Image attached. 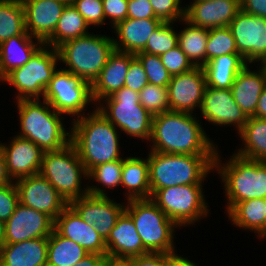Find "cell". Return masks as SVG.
<instances>
[{"label": "cell", "mask_w": 266, "mask_h": 266, "mask_svg": "<svg viewBox=\"0 0 266 266\" xmlns=\"http://www.w3.org/2000/svg\"><path fill=\"white\" fill-rule=\"evenodd\" d=\"M255 71L250 70L247 64L230 88L235 103L248 117L255 114L259 97L266 86V64H260L259 70Z\"/></svg>", "instance_id": "d4e9b609"}, {"label": "cell", "mask_w": 266, "mask_h": 266, "mask_svg": "<svg viewBox=\"0 0 266 266\" xmlns=\"http://www.w3.org/2000/svg\"><path fill=\"white\" fill-rule=\"evenodd\" d=\"M264 201H265V210H266V198H264ZM266 214V213H265ZM265 217H266V215H265Z\"/></svg>", "instance_id": "680465c9"}, {"label": "cell", "mask_w": 266, "mask_h": 266, "mask_svg": "<svg viewBox=\"0 0 266 266\" xmlns=\"http://www.w3.org/2000/svg\"><path fill=\"white\" fill-rule=\"evenodd\" d=\"M24 7L26 32L45 41L55 30L70 0H21Z\"/></svg>", "instance_id": "ffe728a7"}, {"label": "cell", "mask_w": 266, "mask_h": 266, "mask_svg": "<svg viewBox=\"0 0 266 266\" xmlns=\"http://www.w3.org/2000/svg\"><path fill=\"white\" fill-rule=\"evenodd\" d=\"M126 205L125 212L150 253L174 252L173 235L178 226L151 199L128 200Z\"/></svg>", "instance_id": "52a82bcc"}, {"label": "cell", "mask_w": 266, "mask_h": 266, "mask_svg": "<svg viewBox=\"0 0 266 266\" xmlns=\"http://www.w3.org/2000/svg\"><path fill=\"white\" fill-rule=\"evenodd\" d=\"M124 158L99 164L93 167L88 172V177L85 179H95L96 182L101 183L103 186L113 189L121 185L122 168Z\"/></svg>", "instance_id": "60d3db41"}, {"label": "cell", "mask_w": 266, "mask_h": 266, "mask_svg": "<svg viewBox=\"0 0 266 266\" xmlns=\"http://www.w3.org/2000/svg\"><path fill=\"white\" fill-rule=\"evenodd\" d=\"M176 253L175 251L166 253V266H197L194 262Z\"/></svg>", "instance_id": "816d5d0a"}, {"label": "cell", "mask_w": 266, "mask_h": 266, "mask_svg": "<svg viewBox=\"0 0 266 266\" xmlns=\"http://www.w3.org/2000/svg\"><path fill=\"white\" fill-rule=\"evenodd\" d=\"M88 116L73 119L70 142L87 172L93 167L122 159L119 131L96 108Z\"/></svg>", "instance_id": "7a4b0ae2"}, {"label": "cell", "mask_w": 266, "mask_h": 266, "mask_svg": "<svg viewBox=\"0 0 266 266\" xmlns=\"http://www.w3.org/2000/svg\"><path fill=\"white\" fill-rule=\"evenodd\" d=\"M5 223L0 221V247L4 244V238H5Z\"/></svg>", "instance_id": "6f0895ef"}, {"label": "cell", "mask_w": 266, "mask_h": 266, "mask_svg": "<svg viewBox=\"0 0 266 266\" xmlns=\"http://www.w3.org/2000/svg\"><path fill=\"white\" fill-rule=\"evenodd\" d=\"M14 182L20 204L41 211L53 220L69 205L40 173L19 178Z\"/></svg>", "instance_id": "9a60e30c"}, {"label": "cell", "mask_w": 266, "mask_h": 266, "mask_svg": "<svg viewBox=\"0 0 266 266\" xmlns=\"http://www.w3.org/2000/svg\"><path fill=\"white\" fill-rule=\"evenodd\" d=\"M56 49L59 61L67 65V69H63L90 84L99 76L115 50L112 37L93 33L68 40Z\"/></svg>", "instance_id": "8992f818"}, {"label": "cell", "mask_w": 266, "mask_h": 266, "mask_svg": "<svg viewBox=\"0 0 266 266\" xmlns=\"http://www.w3.org/2000/svg\"><path fill=\"white\" fill-rule=\"evenodd\" d=\"M89 24L69 2L57 22L54 32L44 41V45L57 48L64 42L88 35Z\"/></svg>", "instance_id": "d6a6232c"}, {"label": "cell", "mask_w": 266, "mask_h": 266, "mask_svg": "<svg viewBox=\"0 0 266 266\" xmlns=\"http://www.w3.org/2000/svg\"><path fill=\"white\" fill-rule=\"evenodd\" d=\"M240 9V0H197L185 7V19L208 30L227 27Z\"/></svg>", "instance_id": "44dd1931"}, {"label": "cell", "mask_w": 266, "mask_h": 266, "mask_svg": "<svg viewBox=\"0 0 266 266\" xmlns=\"http://www.w3.org/2000/svg\"><path fill=\"white\" fill-rule=\"evenodd\" d=\"M227 54H238L235 39L229 27L209 29L206 44V63L215 57Z\"/></svg>", "instance_id": "8d00e7d4"}, {"label": "cell", "mask_w": 266, "mask_h": 266, "mask_svg": "<svg viewBox=\"0 0 266 266\" xmlns=\"http://www.w3.org/2000/svg\"><path fill=\"white\" fill-rule=\"evenodd\" d=\"M121 186L127 190L128 200L151 199L149 163L140 157H126L123 161Z\"/></svg>", "instance_id": "f546056e"}, {"label": "cell", "mask_w": 266, "mask_h": 266, "mask_svg": "<svg viewBox=\"0 0 266 266\" xmlns=\"http://www.w3.org/2000/svg\"><path fill=\"white\" fill-rule=\"evenodd\" d=\"M26 32L24 7L21 0H0V44Z\"/></svg>", "instance_id": "d590c367"}, {"label": "cell", "mask_w": 266, "mask_h": 266, "mask_svg": "<svg viewBox=\"0 0 266 266\" xmlns=\"http://www.w3.org/2000/svg\"><path fill=\"white\" fill-rule=\"evenodd\" d=\"M43 45V41L30 36L27 32L2 42L0 44V81L14 69L27 63Z\"/></svg>", "instance_id": "83f0119b"}, {"label": "cell", "mask_w": 266, "mask_h": 266, "mask_svg": "<svg viewBox=\"0 0 266 266\" xmlns=\"http://www.w3.org/2000/svg\"><path fill=\"white\" fill-rule=\"evenodd\" d=\"M174 22H163L153 33L141 52L160 56L178 46V33L173 29Z\"/></svg>", "instance_id": "74e56055"}, {"label": "cell", "mask_w": 266, "mask_h": 266, "mask_svg": "<svg viewBox=\"0 0 266 266\" xmlns=\"http://www.w3.org/2000/svg\"><path fill=\"white\" fill-rule=\"evenodd\" d=\"M238 134L244 147L235 154L245 159L266 162V119L249 117Z\"/></svg>", "instance_id": "1f68e13d"}, {"label": "cell", "mask_w": 266, "mask_h": 266, "mask_svg": "<svg viewBox=\"0 0 266 266\" xmlns=\"http://www.w3.org/2000/svg\"><path fill=\"white\" fill-rule=\"evenodd\" d=\"M4 244H13L25 240L49 237L54 230V220L47 214L22 204L5 222Z\"/></svg>", "instance_id": "e0dca14e"}, {"label": "cell", "mask_w": 266, "mask_h": 266, "mask_svg": "<svg viewBox=\"0 0 266 266\" xmlns=\"http://www.w3.org/2000/svg\"><path fill=\"white\" fill-rule=\"evenodd\" d=\"M59 61L58 51L43 45L23 66L10 72L2 82L14 86L18 91L16 100L43 98Z\"/></svg>", "instance_id": "30bf717a"}, {"label": "cell", "mask_w": 266, "mask_h": 266, "mask_svg": "<svg viewBox=\"0 0 266 266\" xmlns=\"http://www.w3.org/2000/svg\"><path fill=\"white\" fill-rule=\"evenodd\" d=\"M199 120L189 113L167 111L153 116L151 151L184 155H216L217 146Z\"/></svg>", "instance_id": "6da1fadb"}, {"label": "cell", "mask_w": 266, "mask_h": 266, "mask_svg": "<svg viewBox=\"0 0 266 266\" xmlns=\"http://www.w3.org/2000/svg\"><path fill=\"white\" fill-rule=\"evenodd\" d=\"M149 183L151 196L158 190L180 185H202L214 171L215 155H184L150 151Z\"/></svg>", "instance_id": "3957f363"}, {"label": "cell", "mask_w": 266, "mask_h": 266, "mask_svg": "<svg viewBox=\"0 0 266 266\" xmlns=\"http://www.w3.org/2000/svg\"><path fill=\"white\" fill-rule=\"evenodd\" d=\"M160 59L171 76L187 72L195 67L179 46L161 54Z\"/></svg>", "instance_id": "ee69618b"}, {"label": "cell", "mask_w": 266, "mask_h": 266, "mask_svg": "<svg viewBox=\"0 0 266 266\" xmlns=\"http://www.w3.org/2000/svg\"><path fill=\"white\" fill-rule=\"evenodd\" d=\"M103 266H132V258H114L106 256L103 262Z\"/></svg>", "instance_id": "9f6ffc18"}, {"label": "cell", "mask_w": 266, "mask_h": 266, "mask_svg": "<svg viewBox=\"0 0 266 266\" xmlns=\"http://www.w3.org/2000/svg\"><path fill=\"white\" fill-rule=\"evenodd\" d=\"M248 63L240 54H227L215 57L202 67L206 77V86L215 89H230L237 74Z\"/></svg>", "instance_id": "f1b7e54d"}, {"label": "cell", "mask_w": 266, "mask_h": 266, "mask_svg": "<svg viewBox=\"0 0 266 266\" xmlns=\"http://www.w3.org/2000/svg\"><path fill=\"white\" fill-rule=\"evenodd\" d=\"M106 255L114 258L131 259L150 253L136 231L132 218L124 211L105 240Z\"/></svg>", "instance_id": "603a6c76"}, {"label": "cell", "mask_w": 266, "mask_h": 266, "mask_svg": "<svg viewBox=\"0 0 266 266\" xmlns=\"http://www.w3.org/2000/svg\"><path fill=\"white\" fill-rule=\"evenodd\" d=\"M40 101L23 99L16 102L21 127L17 136L31 140L43 152L60 150L70 143L71 132L65 130L62 114L46 100Z\"/></svg>", "instance_id": "277c9868"}, {"label": "cell", "mask_w": 266, "mask_h": 266, "mask_svg": "<svg viewBox=\"0 0 266 266\" xmlns=\"http://www.w3.org/2000/svg\"><path fill=\"white\" fill-rule=\"evenodd\" d=\"M135 57L142 64L149 84L168 87L172 76L162 64L160 56L139 52L135 54Z\"/></svg>", "instance_id": "ab89813d"}, {"label": "cell", "mask_w": 266, "mask_h": 266, "mask_svg": "<svg viewBox=\"0 0 266 266\" xmlns=\"http://www.w3.org/2000/svg\"><path fill=\"white\" fill-rule=\"evenodd\" d=\"M19 204L15 182L0 186V221L6 222Z\"/></svg>", "instance_id": "f6af8a7d"}, {"label": "cell", "mask_w": 266, "mask_h": 266, "mask_svg": "<svg viewBox=\"0 0 266 266\" xmlns=\"http://www.w3.org/2000/svg\"><path fill=\"white\" fill-rule=\"evenodd\" d=\"M202 185H180L158 189L151 200L178 227L194 224L207 217L208 204Z\"/></svg>", "instance_id": "8fae6325"}, {"label": "cell", "mask_w": 266, "mask_h": 266, "mask_svg": "<svg viewBox=\"0 0 266 266\" xmlns=\"http://www.w3.org/2000/svg\"><path fill=\"white\" fill-rule=\"evenodd\" d=\"M155 16L163 22H182L185 18V6L181 0H149Z\"/></svg>", "instance_id": "b9f144b4"}, {"label": "cell", "mask_w": 266, "mask_h": 266, "mask_svg": "<svg viewBox=\"0 0 266 266\" xmlns=\"http://www.w3.org/2000/svg\"><path fill=\"white\" fill-rule=\"evenodd\" d=\"M70 3L89 26L99 27L105 23L102 0H70Z\"/></svg>", "instance_id": "7bdbcfd3"}, {"label": "cell", "mask_w": 266, "mask_h": 266, "mask_svg": "<svg viewBox=\"0 0 266 266\" xmlns=\"http://www.w3.org/2000/svg\"><path fill=\"white\" fill-rule=\"evenodd\" d=\"M6 169V160L2 149L0 148V186L12 183Z\"/></svg>", "instance_id": "db71d44e"}, {"label": "cell", "mask_w": 266, "mask_h": 266, "mask_svg": "<svg viewBox=\"0 0 266 266\" xmlns=\"http://www.w3.org/2000/svg\"><path fill=\"white\" fill-rule=\"evenodd\" d=\"M199 110L207 122L219 126L234 125L238 133L249 118L235 103L230 89L221 90L206 86Z\"/></svg>", "instance_id": "ac0fdd59"}, {"label": "cell", "mask_w": 266, "mask_h": 266, "mask_svg": "<svg viewBox=\"0 0 266 266\" xmlns=\"http://www.w3.org/2000/svg\"><path fill=\"white\" fill-rule=\"evenodd\" d=\"M240 5L244 12L266 18V0H240Z\"/></svg>", "instance_id": "f907efd6"}, {"label": "cell", "mask_w": 266, "mask_h": 266, "mask_svg": "<svg viewBox=\"0 0 266 266\" xmlns=\"http://www.w3.org/2000/svg\"><path fill=\"white\" fill-rule=\"evenodd\" d=\"M9 144L0 143L6 169L12 181L40 173L43 151L31 140L15 136ZM8 145V146H7Z\"/></svg>", "instance_id": "d6986e66"}, {"label": "cell", "mask_w": 266, "mask_h": 266, "mask_svg": "<svg viewBox=\"0 0 266 266\" xmlns=\"http://www.w3.org/2000/svg\"><path fill=\"white\" fill-rule=\"evenodd\" d=\"M228 27L235 39L238 54L248 64H266V18L240 9Z\"/></svg>", "instance_id": "5bb4252c"}, {"label": "cell", "mask_w": 266, "mask_h": 266, "mask_svg": "<svg viewBox=\"0 0 266 266\" xmlns=\"http://www.w3.org/2000/svg\"><path fill=\"white\" fill-rule=\"evenodd\" d=\"M163 23L161 19H132L119 22L113 29L117 39L114 48L120 52L137 54L141 52L149 36Z\"/></svg>", "instance_id": "484cf974"}, {"label": "cell", "mask_w": 266, "mask_h": 266, "mask_svg": "<svg viewBox=\"0 0 266 266\" xmlns=\"http://www.w3.org/2000/svg\"><path fill=\"white\" fill-rule=\"evenodd\" d=\"M87 187L89 194L72 200L69 205L106 240L117 219L125 211L126 204L114 202L99 186Z\"/></svg>", "instance_id": "4fadbf2b"}, {"label": "cell", "mask_w": 266, "mask_h": 266, "mask_svg": "<svg viewBox=\"0 0 266 266\" xmlns=\"http://www.w3.org/2000/svg\"><path fill=\"white\" fill-rule=\"evenodd\" d=\"M96 105V109L122 132L150 140L153 115L140 104L139 93L123 87Z\"/></svg>", "instance_id": "9c48e42d"}, {"label": "cell", "mask_w": 266, "mask_h": 266, "mask_svg": "<svg viewBox=\"0 0 266 266\" xmlns=\"http://www.w3.org/2000/svg\"><path fill=\"white\" fill-rule=\"evenodd\" d=\"M182 21L187 27L178 33V46L194 66L203 67L206 64V44L209 30L195 26L185 18Z\"/></svg>", "instance_id": "e575fe53"}, {"label": "cell", "mask_w": 266, "mask_h": 266, "mask_svg": "<svg viewBox=\"0 0 266 266\" xmlns=\"http://www.w3.org/2000/svg\"><path fill=\"white\" fill-rule=\"evenodd\" d=\"M87 254L82 246L61 236L55 229L49 236L47 266H74Z\"/></svg>", "instance_id": "836d02e7"}, {"label": "cell", "mask_w": 266, "mask_h": 266, "mask_svg": "<svg viewBox=\"0 0 266 266\" xmlns=\"http://www.w3.org/2000/svg\"><path fill=\"white\" fill-rule=\"evenodd\" d=\"M40 174L68 204L89 194L88 187L81 188L82 175L88 177V172L71 142L60 150L43 153Z\"/></svg>", "instance_id": "ba28073f"}, {"label": "cell", "mask_w": 266, "mask_h": 266, "mask_svg": "<svg viewBox=\"0 0 266 266\" xmlns=\"http://www.w3.org/2000/svg\"><path fill=\"white\" fill-rule=\"evenodd\" d=\"M218 152L215 155L214 168L218 170L226 191V213L238 202L266 198V162L249 160L233 154L225 164H222Z\"/></svg>", "instance_id": "5b68a950"}, {"label": "cell", "mask_w": 266, "mask_h": 266, "mask_svg": "<svg viewBox=\"0 0 266 266\" xmlns=\"http://www.w3.org/2000/svg\"><path fill=\"white\" fill-rule=\"evenodd\" d=\"M132 266H166L165 253H147L132 258Z\"/></svg>", "instance_id": "681fc988"}, {"label": "cell", "mask_w": 266, "mask_h": 266, "mask_svg": "<svg viewBox=\"0 0 266 266\" xmlns=\"http://www.w3.org/2000/svg\"><path fill=\"white\" fill-rule=\"evenodd\" d=\"M102 3L105 21L111 20L113 28L128 18V0H102Z\"/></svg>", "instance_id": "7dc6e473"}, {"label": "cell", "mask_w": 266, "mask_h": 266, "mask_svg": "<svg viewBox=\"0 0 266 266\" xmlns=\"http://www.w3.org/2000/svg\"><path fill=\"white\" fill-rule=\"evenodd\" d=\"M49 237L0 247V266H47Z\"/></svg>", "instance_id": "4316f807"}, {"label": "cell", "mask_w": 266, "mask_h": 266, "mask_svg": "<svg viewBox=\"0 0 266 266\" xmlns=\"http://www.w3.org/2000/svg\"><path fill=\"white\" fill-rule=\"evenodd\" d=\"M253 117L265 118L266 119V86L261 92L259 101L257 103L256 112Z\"/></svg>", "instance_id": "11a10c76"}, {"label": "cell", "mask_w": 266, "mask_h": 266, "mask_svg": "<svg viewBox=\"0 0 266 266\" xmlns=\"http://www.w3.org/2000/svg\"><path fill=\"white\" fill-rule=\"evenodd\" d=\"M140 104L153 116L169 111L168 87L147 84L139 92Z\"/></svg>", "instance_id": "f35d334b"}, {"label": "cell", "mask_w": 266, "mask_h": 266, "mask_svg": "<svg viewBox=\"0 0 266 266\" xmlns=\"http://www.w3.org/2000/svg\"><path fill=\"white\" fill-rule=\"evenodd\" d=\"M264 198L238 202L227 214L234 226L254 231L259 238H266V217Z\"/></svg>", "instance_id": "4dcf8cb0"}, {"label": "cell", "mask_w": 266, "mask_h": 266, "mask_svg": "<svg viewBox=\"0 0 266 266\" xmlns=\"http://www.w3.org/2000/svg\"><path fill=\"white\" fill-rule=\"evenodd\" d=\"M205 88L206 77L200 66L173 75L168 84L169 111L193 114L202 105Z\"/></svg>", "instance_id": "2e32d148"}, {"label": "cell", "mask_w": 266, "mask_h": 266, "mask_svg": "<svg viewBox=\"0 0 266 266\" xmlns=\"http://www.w3.org/2000/svg\"><path fill=\"white\" fill-rule=\"evenodd\" d=\"M54 229L82 246L88 253L106 255L105 240L68 205L54 220Z\"/></svg>", "instance_id": "7402d4cb"}, {"label": "cell", "mask_w": 266, "mask_h": 266, "mask_svg": "<svg viewBox=\"0 0 266 266\" xmlns=\"http://www.w3.org/2000/svg\"><path fill=\"white\" fill-rule=\"evenodd\" d=\"M107 255L88 253L74 266H103L104 259Z\"/></svg>", "instance_id": "f5cc1de1"}, {"label": "cell", "mask_w": 266, "mask_h": 266, "mask_svg": "<svg viewBox=\"0 0 266 266\" xmlns=\"http://www.w3.org/2000/svg\"><path fill=\"white\" fill-rule=\"evenodd\" d=\"M135 54L114 50L99 76L91 84L93 101L100 103L124 87L130 62Z\"/></svg>", "instance_id": "cb8c5ba5"}, {"label": "cell", "mask_w": 266, "mask_h": 266, "mask_svg": "<svg viewBox=\"0 0 266 266\" xmlns=\"http://www.w3.org/2000/svg\"><path fill=\"white\" fill-rule=\"evenodd\" d=\"M147 84L149 82L146 72L140 61L135 57L130 62L124 86L139 93Z\"/></svg>", "instance_id": "bcb514c9"}, {"label": "cell", "mask_w": 266, "mask_h": 266, "mask_svg": "<svg viewBox=\"0 0 266 266\" xmlns=\"http://www.w3.org/2000/svg\"><path fill=\"white\" fill-rule=\"evenodd\" d=\"M128 18L159 19L155 16L149 0H128Z\"/></svg>", "instance_id": "c3c4849f"}, {"label": "cell", "mask_w": 266, "mask_h": 266, "mask_svg": "<svg viewBox=\"0 0 266 266\" xmlns=\"http://www.w3.org/2000/svg\"><path fill=\"white\" fill-rule=\"evenodd\" d=\"M43 99L58 113L75 116V119L84 116V108L94 102L91 84L65 69L54 72Z\"/></svg>", "instance_id": "7c38bea8"}]
</instances>
